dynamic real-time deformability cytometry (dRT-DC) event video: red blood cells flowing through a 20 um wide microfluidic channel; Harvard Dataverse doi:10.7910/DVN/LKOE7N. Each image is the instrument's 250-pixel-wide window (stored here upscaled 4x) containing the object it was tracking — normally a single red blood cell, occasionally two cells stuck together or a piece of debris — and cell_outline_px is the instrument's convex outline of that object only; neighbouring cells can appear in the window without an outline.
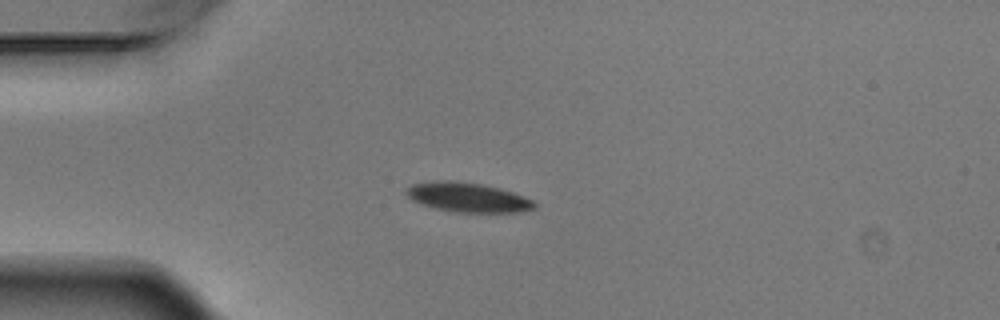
{"species": "Egyptian fruit bat (a non-hibernating species)", "species_latin": "Rousettus aegyptiacus", "temperature_condition": "warm", "stored_images_in_passage": 7, "camera_frame_rate_fps": 3000, "um_per_image_px": 0.085, "animal": {"sex": "male"}, "frame": {"image": 1, "passage_image": 1, "time_ms": 0.0, "image_size_px": [1000, 320], "cell_outline_px": [[536, 208], [520, 212], [452, 212], [420, 204], [412, 200], [404, 192], [404, 188], [412, 184], [436, 180], [452, 180], [480, 184], [500, 188], [524, 196], [532, 200], [536, 204]], "centroid_in_image_um": [39.72, 16.77], "position_along_channel_um": 45.3, "area_um2": 22.14}}
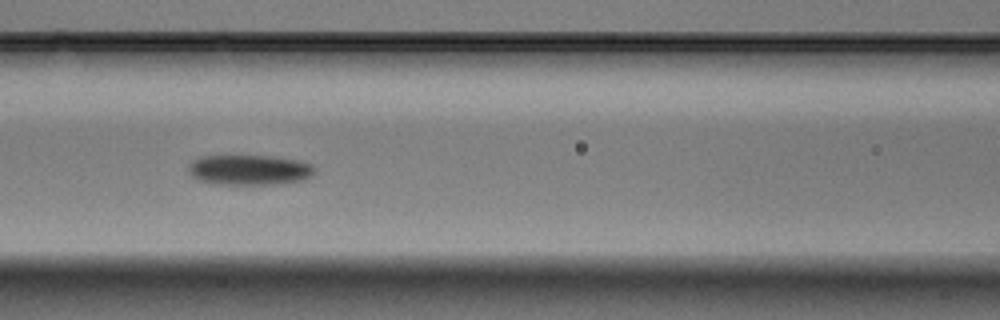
{"frame": {"image": 2, "passage_image": 4, "time_ms": 1.0, "image_size_px": [1000, 320], "cell_outline_px": [[312, 176], [300, 180], [280, 184], [212, 184], [196, 180], [188, 172], [188, 164], [192, 160], [200, 156], [272, 156], [296, 160], [308, 164], [312, 168]], "centroid_in_image_um": [21.08, 14.45], "position_along_channel_um": 145.5, "area_um2": 22.14}}
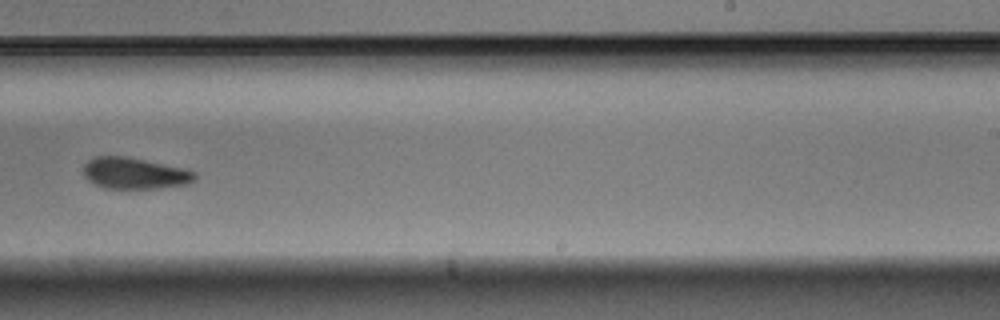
{"frame": {"image": 3, "passage_image": 7, "time_ms": 2.0, "image_size_px": [1000, 320], "cell_outline_px": [[196, 180], [188, 184], [156, 188], [104, 188], [88, 180], [84, 176], [84, 164], [88, 160], [96, 156], [128, 156], [184, 168], [196, 172]], "centroid_in_image_um": [11.46, 14.72], "position_along_channel_um": 277.5, "area_um2": 20.4}}